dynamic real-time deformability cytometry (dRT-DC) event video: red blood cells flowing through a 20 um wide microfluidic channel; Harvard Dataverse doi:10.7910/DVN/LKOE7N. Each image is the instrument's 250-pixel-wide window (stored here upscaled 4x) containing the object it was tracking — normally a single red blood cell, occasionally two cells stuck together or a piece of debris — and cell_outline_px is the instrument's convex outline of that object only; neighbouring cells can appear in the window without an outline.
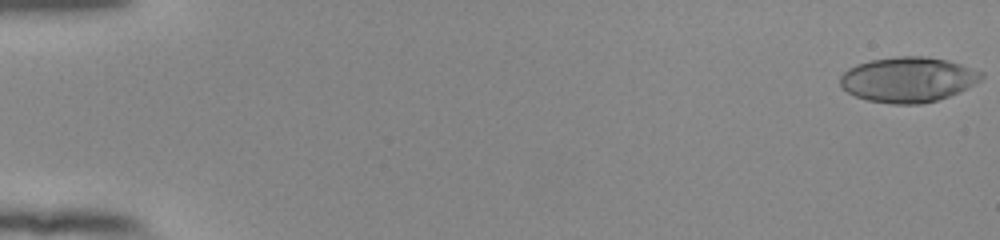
{"species": "human", "species_latin": "Homo sapiens", "temperature_condition": "room temperature", "stored_images_in_passage": 53, "camera_frame_rate_fps": 3000, "um_per_image_px": 0.085, "donor": {"sex": "female"}, "frame": {"image": 1, "passage_image": 1, "time_ms": 0.0, "image_size_px": [1000, 240], "cell_outline_px": [[984, 76], [980, 80], [968, 88], [960, 92], [936, 100], [920, 104], [892, 104], [868, 100], [856, 96], [848, 92], [840, 84], [840, 76], [848, 68], [856, 64], [872, 60], [896, 56], [924, 56], [948, 60], [984, 72]], "centroid_in_image_um": [77.2, 6.76], "position_along_channel_um": 7.8, "area_um2": 37.17}}
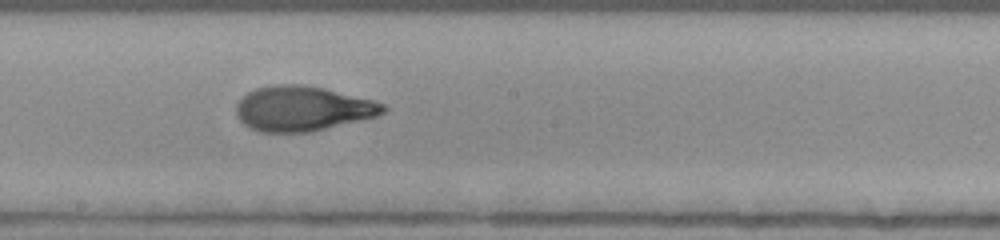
{"frame": {"image": 2, "passage_image": 31, "time_ms": 10.0, "image_size_px": [1000, 240], "cell_outline_px": [[388, 108], [384, 112], [376, 116], [308, 132], [260, 132], [248, 128], [236, 116], [236, 104], [248, 92], [256, 88], [272, 84], [300, 84], [324, 88], [372, 100], [384, 104]], "centroid_in_image_um": [25.67, 9.22], "position_along_channel_um": 222.5, "area_um2": 38.26}}
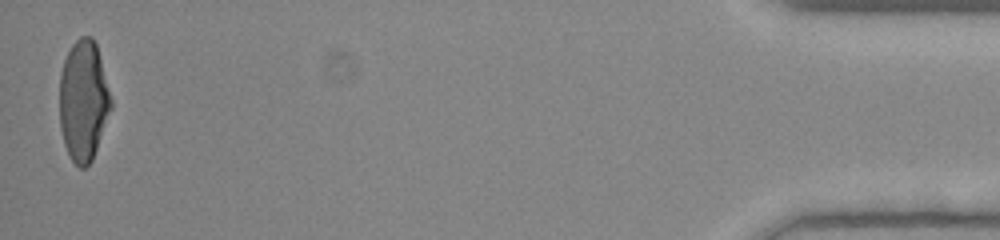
{"frame": {"image": 3, "passage_image": 53, "time_ms": 17.333, "image_size_px": [1000, 240], "cell_outline_px": [[112, 108], [92, 160], [84, 168], [80, 168], [68, 156], [64, 144], [60, 128], [60, 72], [64, 60], [72, 44], [80, 36], [92, 36], [96, 44], [112, 100]], "centroid_in_image_um": [7.09, 8.57], "position_along_channel_um": 428.1, "area_um2": 36.18}, "authors_computed_cell_mechanics": {"area_um2": 37.1076, "velocity_mm_per_s": 3.9603, "shape_relaxation_time_tau1_ms": 6.1606, "shape_relaxation_time_tau2_ms": 1.4318, "deformation_change_tau1": 0.3015, "deformation_change_tau2": 0.0799}}